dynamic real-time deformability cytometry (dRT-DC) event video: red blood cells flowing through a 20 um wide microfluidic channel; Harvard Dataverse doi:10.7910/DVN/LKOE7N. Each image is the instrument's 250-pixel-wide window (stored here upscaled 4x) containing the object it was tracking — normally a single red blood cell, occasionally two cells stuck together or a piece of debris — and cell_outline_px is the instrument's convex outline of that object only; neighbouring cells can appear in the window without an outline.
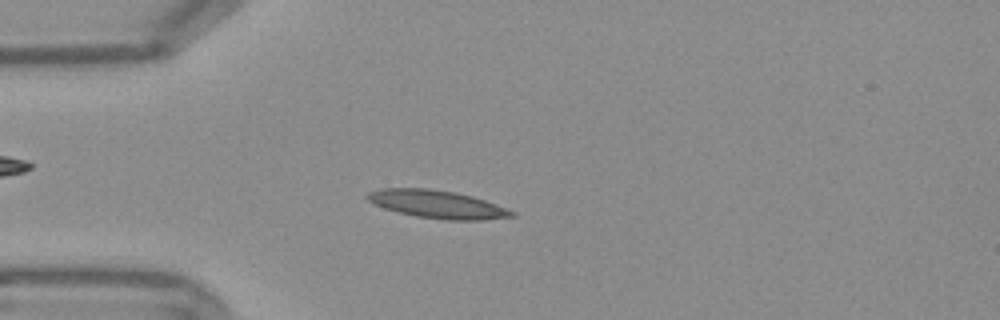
{"species": "Egyptian fruit bat (a non-hibernating species)", "species_latin": "Rousettus aegyptiacus", "temperature_condition": "warm", "stored_images_in_passage": 52, "camera_frame_rate_fps": 3000, "um_per_image_px": 0.085, "frame": {"image": 1, "passage_image": 13, "time_ms": 4.0, "image_size_px": [1000, 320], "cell_outline_px": [[516, 216], [484, 220], [444, 220], [416, 216], [396, 212], [384, 208], [368, 200], [364, 196], [368, 192], [380, 188], [428, 188], [456, 192], [472, 196], [484, 200], [516, 212]], "centroid_in_image_um": [37.15, 17.36], "position_along_channel_um": 47.8, "area_um2": 23.58}}
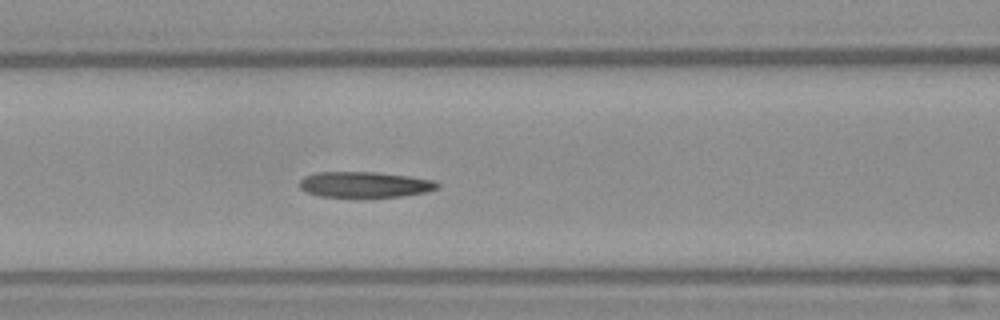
{"frame": {"image": 2, "passage_image": 21, "time_ms": 6.667, "image_size_px": [1000, 320], "cell_outline_px": [[440, 188], [428, 192], [404, 196], [320, 196], [308, 192], [300, 188], [300, 180], [304, 176], [316, 172], [376, 172], [408, 176], [436, 180], [440, 184]], "centroid_in_image_um": [31.07, 15.67], "position_along_channel_um": 135.5, "area_um2": 20.58}}
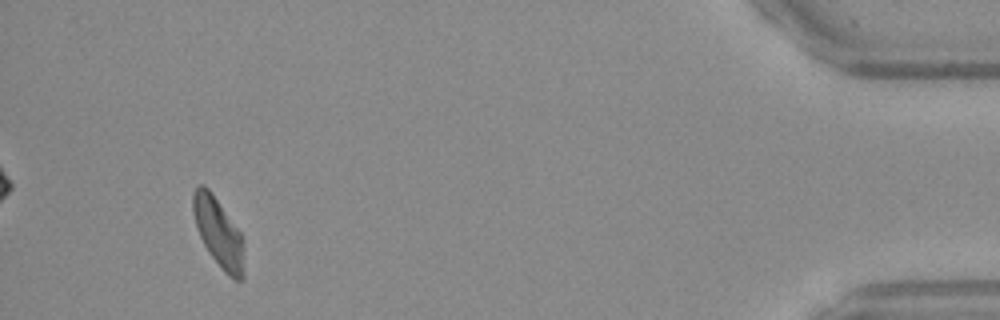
{"frame": {"image": 3, "passage_image": 49, "time_ms": 16.0, "image_size_px": [1000, 320], "cell_outline_px": [[244, 280], [236, 280], [228, 276], [224, 272], [208, 252], [200, 236], [192, 212], [192, 192], [200, 184], [204, 184], [208, 188], [240, 232], [244, 240]], "centroid_in_image_um": [18.58, 19.8], "position_along_channel_um": 416.6, "area_um2": 20.58}, "authors_computed_cell_mechanics": {"area_um2": 20.8658, "velocity_mm_per_s": 3.7753, "shape_relaxation_time_tau1_ms": 8.3875, "shape_relaxation_time_tau2_ms": 2.0929, "deformation_change_tau1": 0.205, "deformation_change_tau2": 0.0921}}